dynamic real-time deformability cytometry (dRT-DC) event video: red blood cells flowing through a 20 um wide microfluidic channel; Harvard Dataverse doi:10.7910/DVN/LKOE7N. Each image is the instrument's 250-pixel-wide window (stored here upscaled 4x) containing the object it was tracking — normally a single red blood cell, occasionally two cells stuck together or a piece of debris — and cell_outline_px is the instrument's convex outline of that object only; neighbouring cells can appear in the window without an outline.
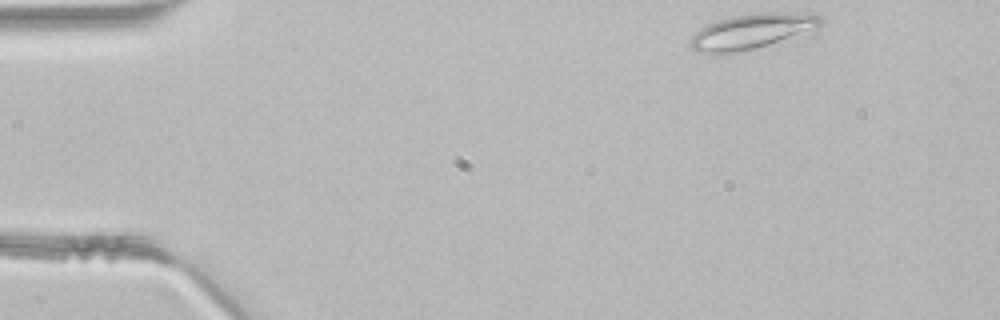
{"species": "common noctule bat (a hibernating species)", "species_latin": "Nyctalus noctula", "temperature_condition": "room temperature", "stored_images_in_passage": 2, "camera_frame_rate_fps": 3000, "um_per_image_px": 0.085, "animal": {"sex": "male", "body_mass_g": 21.5, "forearm_length_mm": 52.0}, "frame": {"image": 1, "passage_image": 1, "time_ms": 0.0, "image_size_px": [1000, 320], "cell_outline_px": [[824, 20], [820, 24], [812, 28], [768, 44], [756, 48], [736, 52], [712, 56], [696, 52], [688, 44], [692, 36], [700, 28], [708, 24], [732, 16], [772, 12], [784, 12], [820, 16]], "centroid_in_image_um": [63.72, 2.7], "position_along_channel_um": 21.3, "area_um2": 25.95}}